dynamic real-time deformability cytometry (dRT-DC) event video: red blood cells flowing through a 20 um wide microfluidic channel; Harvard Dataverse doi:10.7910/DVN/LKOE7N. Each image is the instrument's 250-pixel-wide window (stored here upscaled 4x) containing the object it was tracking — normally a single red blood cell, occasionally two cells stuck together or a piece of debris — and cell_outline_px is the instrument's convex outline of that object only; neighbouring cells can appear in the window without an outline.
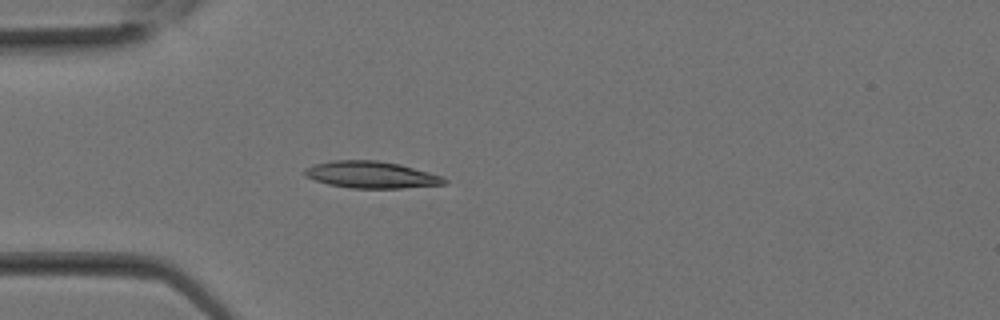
{"species": "Egyptian fruit bat (a non-hibernating species)", "species_latin": "Rousettus aegyptiacus", "temperature_condition": "room temperature", "stored_images_in_passage": 8, "camera_frame_rate_fps": 3000, "um_per_image_px": 0.085, "animal": {"sex": "female"}, "frame": {"image": 1, "passage_image": 4, "time_ms": 1.0, "image_size_px": [1000, 320], "cell_outline_px": [[448, 180], [444, 184], [404, 188], [352, 188], [328, 184], [304, 176], [304, 168], [316, 164], [332, 160], [376, 160], [400, 164], [444, 176]], "centroid_in_image_um": [31.58, 14.85], "position_along_channel_um": 53.4, "area_um2": 21.85}}
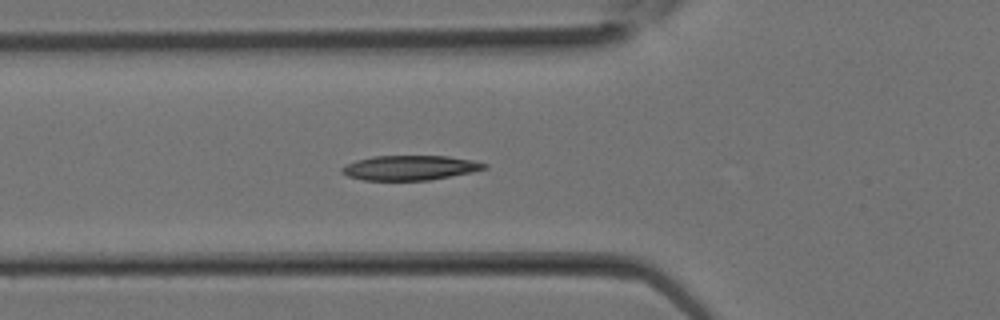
{"frame": {"image": 2, "passage_image": 6, "time_ms": 1.667, "image_size_px": [1000, 320], "cell_outline_px": [[488, 168], [472, 172], [428, 180], [364, 180], [348, 176], [340, 172], [340, 168], [356, 160], [372, 156], [448, 156], [472, 160], [488, 164]], "centroid_in_image_um": [34.85, 14.26], "position_along_channel_um": 91.0, "area_um2": 20.46}}
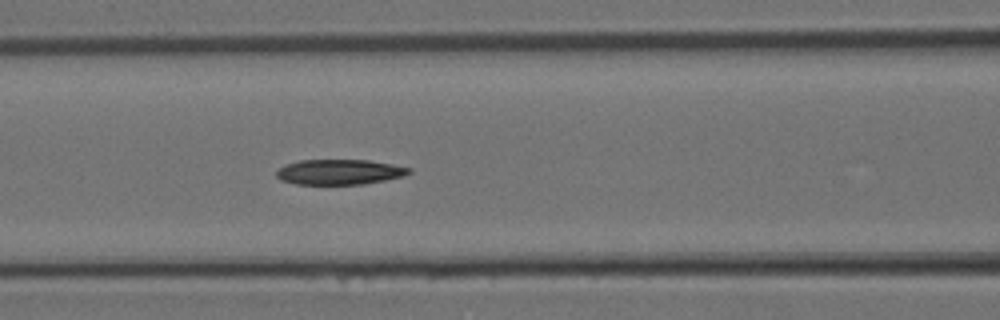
{"frame": {"image": 3, "passage_image": 8, "time_ms": 2.333, "image_size_px": [1000, 320], "cell_outline_px": [[412, 172], [404, 176], [364, 184], [296, 184], [280, 180], [276, 176], [276, 172], [284, 164], [300, 160], [368, 160], [392, 164], [412, 168]], "centroid_in_image_um": [28.85, 14.61], "position_along_channel_um": 137.7, "area_um2": 19.54}}